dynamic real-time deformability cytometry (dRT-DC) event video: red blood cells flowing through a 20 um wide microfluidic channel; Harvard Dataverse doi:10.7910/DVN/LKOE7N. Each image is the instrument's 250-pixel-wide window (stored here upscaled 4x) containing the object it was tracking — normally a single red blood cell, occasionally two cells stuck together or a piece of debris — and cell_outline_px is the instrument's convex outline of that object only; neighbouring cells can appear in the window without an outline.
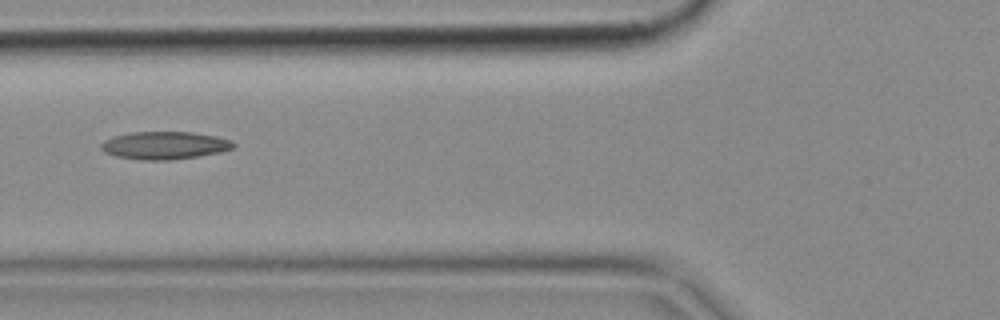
{"species": "common noctule bat (a hibernating species)", "species_latin": "Nyctalus noctula", "temperature_condition": "cold", "stored_images_in_passage": 6, "camera_frame_rate_fps": 3000, "um_per_image_px": 0.085, "animal": {"sex": "female", "body_mass_g": 18.4}, "frame": {"image": 1, "passage_image": 5, "time_ms": 1.333, "image_size_px": [1000, 320], "cell_outline_px": [[236, 144], [232, 148], [220, 152], [200, 156], [172, 160], [144, 160], [116, 156], [104, 152], [100, 148], [100, 144], [104, 140], [112, 136], [132, 132], [192, 132], [216, 136], [232, 140]], "centroid_in_image_um": [13.98, 12.35], "position_along_channel_um": 111.8, "area_um2": 21.5}}
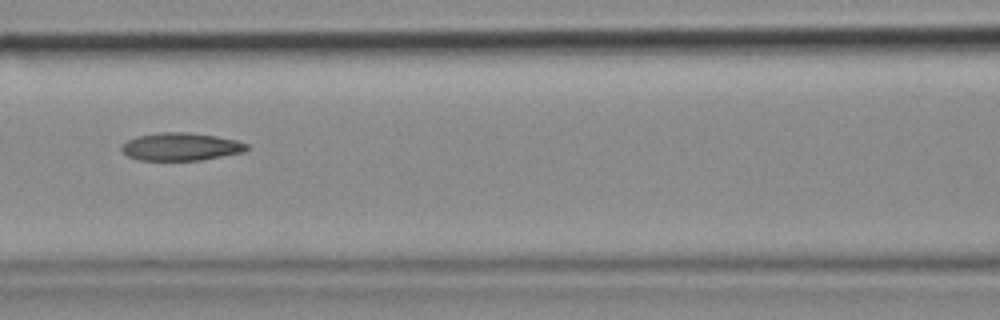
{"frame": {"image": 2, "passage_image": 6, "time_ms": 1.667, "image_size_px": [1000, 320], "cell_outline_px": [[248, 148], [244, 152], [200, 160], [140, 160], [128, 156], [120, 148], [120, 144], [128, 140], [140, 136], [160, 132], [188, 132], [216, 136], [236, 140], [248, 144]], "centroid_in_image_um": [15.37, 12.47], "position_along_channel_um": 151.2, "area_um2": 20.17}}